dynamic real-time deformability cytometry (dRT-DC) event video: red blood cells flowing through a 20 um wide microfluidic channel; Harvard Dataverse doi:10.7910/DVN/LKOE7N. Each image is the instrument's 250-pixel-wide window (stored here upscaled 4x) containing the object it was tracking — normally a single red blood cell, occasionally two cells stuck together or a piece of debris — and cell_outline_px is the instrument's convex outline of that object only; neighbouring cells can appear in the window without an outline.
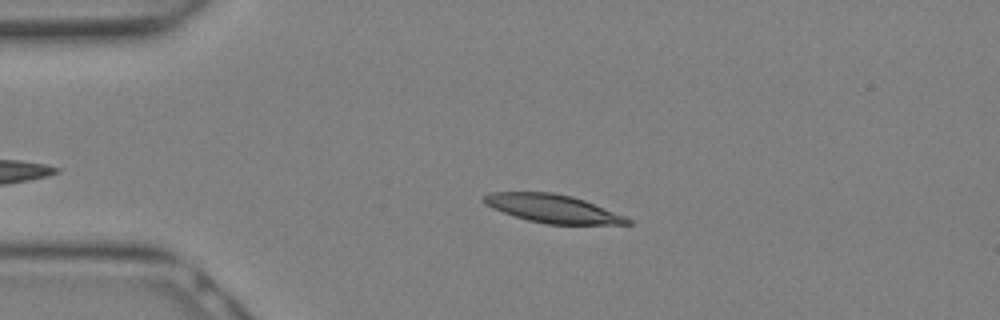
{"species": "Egyptian fruit bat (a non-hibernating species)", "species_latin": "Rousettus aegyptiacus", "temperature_condition": "warm", "stored_images_in_passage": 10, "camera_frame_rate_fps": 3000, "um_per_image_px": 0.085, "animal": {"sex": "female"}, "frame": {"image": 1, "passage_image": 6, "time_ms": 1.667, "image_size_px": [1000, 320], "cell_outline_px": [[632, 224], [548, 224], [528, 220], [512, 216], [492, 208], [484, 204], [480, 200], [484, 196], [492, 192], [552, 192], [572, 196], [584, 200], [624, 216], [632, 220]], "centroid_in_image_um": [46.92, 17.73], "position_along_channel_um": 38.1, "area_um2": 23.52}}
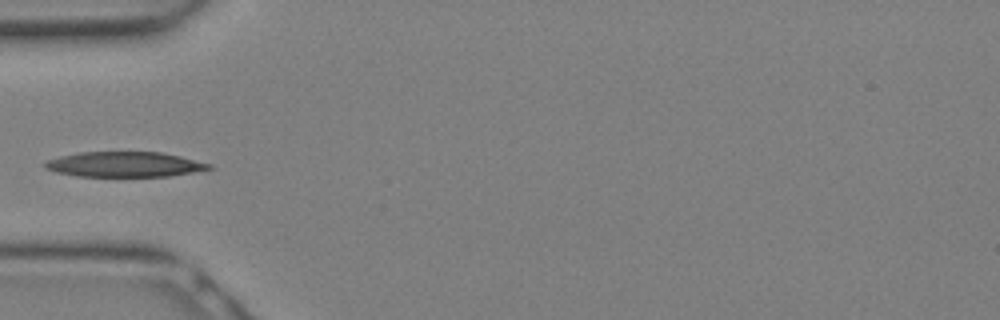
{"frame": {"image": 2, "passage_image": 9, "time_ms": 2.667, "image_size_px": [1000, 320], "cell_outline_px": [[212, 168], [192, 172], [168, 176], [76, 176], [56, 172], [44, 168], [44, 164], [48, 160], [60, 156], [80, 152], [160, 152], [180, 156], [212, 164]], "centroid_in_image_um": [10.57, 13.97], "position_along_channel_um": 74.4, "area_um2": 23.87}}